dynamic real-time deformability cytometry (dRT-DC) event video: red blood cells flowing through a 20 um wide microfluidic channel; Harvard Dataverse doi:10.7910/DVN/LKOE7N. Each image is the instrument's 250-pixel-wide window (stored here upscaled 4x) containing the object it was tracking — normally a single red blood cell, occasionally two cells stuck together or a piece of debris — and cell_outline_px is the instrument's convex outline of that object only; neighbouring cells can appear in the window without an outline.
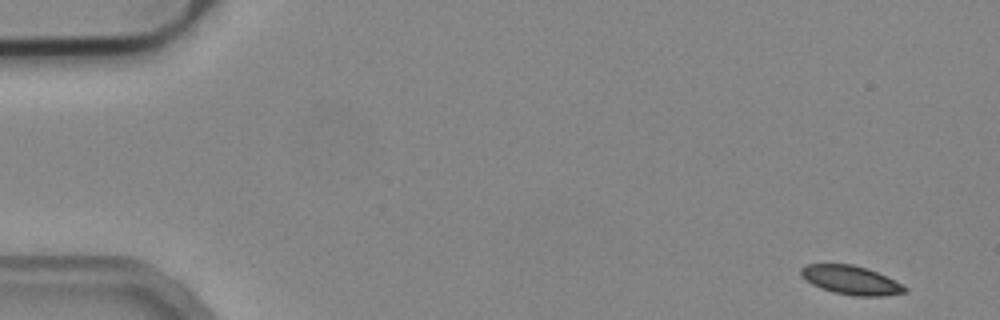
{"species": "common noctule bat (a hibernating species)", "species_latin": "Nyctalus noctula", "temperature_condition": "cold", "stored_images_in_passage": 53, "camera_frame_rate_fps": 3000, "um_per_image_px": 0.085, "animal": {"sex": "male", "body_mass_g": 19.2, "forearm_length_mm": 51.8}, "frame": {"image": 1, "passage_image": 1, "time_ms": 0.0, "image_size_px": [1000, 320], "cell_outline_px": [[908, 292], [884, 296], [852, 296], [832, 292], [820, 288], [812, 284], [800, 276], [800, 268], [808, 264], [852, 264], [868, 268], [908, 288]], "centroid_in_image_um": [72.3, 23.82], "position_along_channel_um": 12.7, "area_um2": 17.46}}
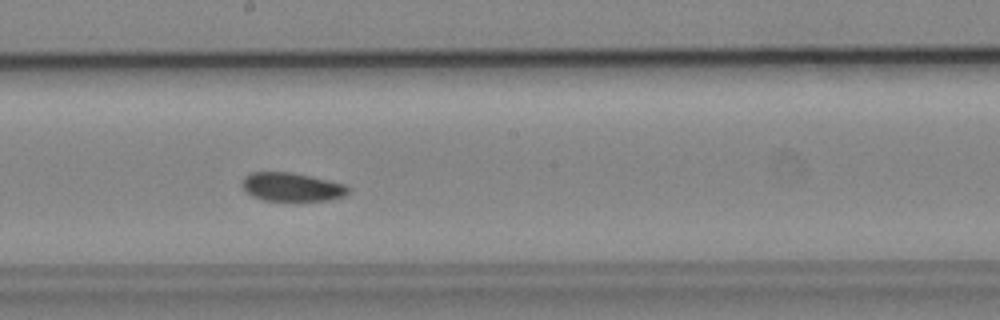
{"frame": {"image": 2, "passage_image": 28, "time_ms": 9.0, "image_size_px": [1000, 320], "cell_outline_px": [[348, 192], [344, 196], [332, 200], [264, 200], [252, 196], [240, 184], [240, 180], [244, 176], [252, 172], [292, 172], [344, 184], [348, 188]], "centroid_in_image_um": [24.76, 15.88], "position_along_channel_um": 223.4, "area_um2": 17.51}}
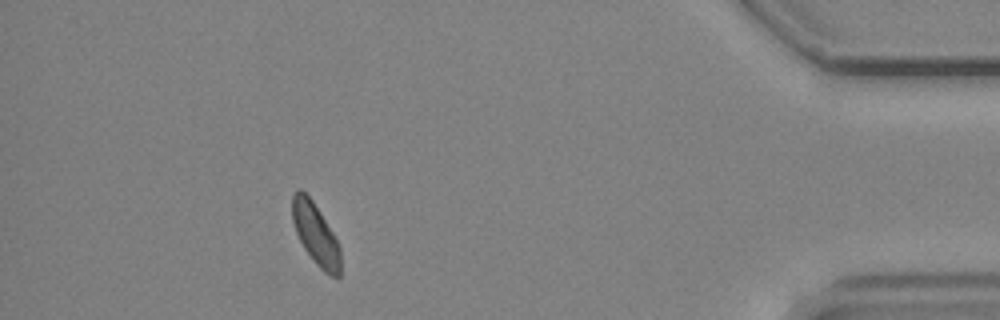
{"frame": {"image": 3, "passage_image": 47, "time_ms": 15.333, "image_size_px": [1000, 320], "cell_outline_px": [[340, 276], [336, 280], [324, 272], [312, 260], [304, 248], [296, 232], [292, 220], [292, 196], [296, 188], [300, 188], [312, 200], [320, 212], [332, 232], [340, 248]], "centroid_in_image_um": [26.82, 19.92], "position_along_channel_um": 408.4, "area_um2": 17.28}, "authors_computed_cell_mechanics": {"area_um2": 17.9758, "velocity_mm_per_s": 3.7923, "shape_relaxation_time_tau1_ms": 6.5703, "shape_relaxation_time_tau2_ms": null, "deformation_change_tau1": 0.0699, "deformation_change_tau2": null}}